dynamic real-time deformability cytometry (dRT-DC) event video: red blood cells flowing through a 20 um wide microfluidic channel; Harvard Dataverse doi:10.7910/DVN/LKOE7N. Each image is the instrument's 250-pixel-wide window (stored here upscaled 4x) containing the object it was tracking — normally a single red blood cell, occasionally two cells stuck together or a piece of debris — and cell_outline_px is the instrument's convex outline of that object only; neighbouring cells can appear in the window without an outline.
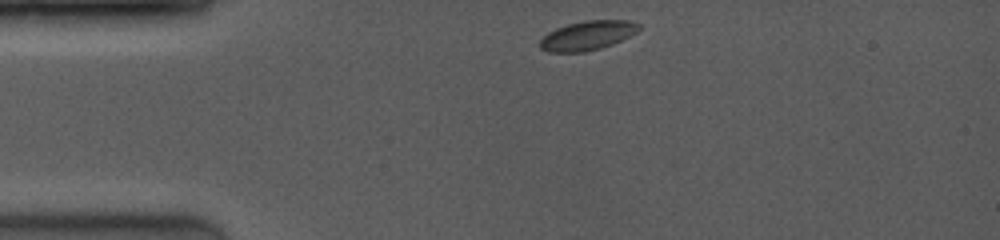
{"species": "common noctule bat (a hibernating species)", "species_latin": "Nyctalus noctula", "temperature_condition": "room temperature", "stored_images_in_passage": 44, "camera_frame_rate_fps": 4000, "um_per_image_px": 0.085, "animal": {"sex": "female", "body_mass_g": 19.0, "forearm_length_mm": 53.3}, "frame": {"image": 1, "passage_image": 1, "time_ms": 0.0, "image_size_px": [1000, 240], "cell_outline_px": [[640, 28], [636, 32], [612, 44], [600, 48], [584, 52], [548, 52], [540, 48], [540, 40], [548, 32], [556, 28], [568, 24], [584, 20], [628, 20], [640, 24]], "centroid_in_image_um": [49.92, 3.01], "position_along_channel_um": 35.1, "area_um2": 16.76}}
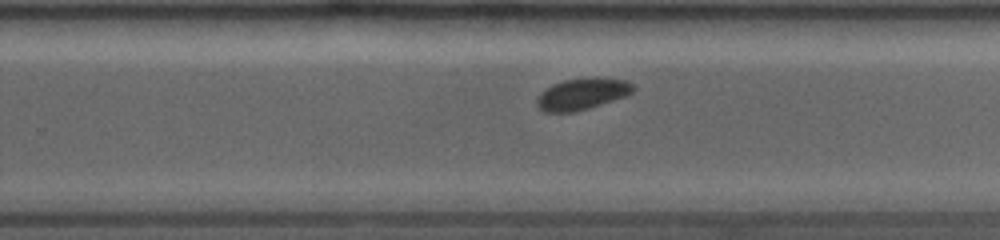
{"frame": {"image": 2, "passage_image": 27, "time_ms": 7.0, "image_size_px": [1000, 240], "cell_outline_px": [[636, 88], [632, 92], [624, 96], [576, 112], [540, 112], [536, 108], [536, 100], [548, 88], [564, 80], [624, 80], [632, 84]], "centroid_in_image_um": [49.42, 8.06], "position_along_channel_um": 280.4, "area_um2": 16.65}}
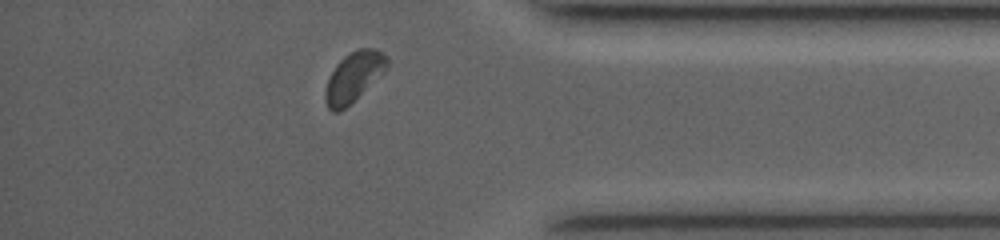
{"frame": {"image": 3, "passage_image": 39, "time_ms": 10.25, "image_size_px": [1000, 240], "cell_outline_px": [[388, 68], [384, 72], [340, 112], [332, 112], [328, 108], [324, 100], [324, 92], [328, 80], [336, 64], [344, 56], [360, 48], [372, 48], [380, 52], [388, 60]], "centroid_in_image_um": [30.03, 6.55], "position_along_channel_um": 405.2, "area_um2": 17.51}, "authors_computed_cell_mechanics": {"area_um2": 17.5134, "velocity_mm_per_s": 4.0685, "shape_relaxation_time_tau1_ms": 1.8348, "shape_relaxation_time_tau2_ms": null, "deformation_change_tau1": 0.0691, "deformation_change_tau2": null}}